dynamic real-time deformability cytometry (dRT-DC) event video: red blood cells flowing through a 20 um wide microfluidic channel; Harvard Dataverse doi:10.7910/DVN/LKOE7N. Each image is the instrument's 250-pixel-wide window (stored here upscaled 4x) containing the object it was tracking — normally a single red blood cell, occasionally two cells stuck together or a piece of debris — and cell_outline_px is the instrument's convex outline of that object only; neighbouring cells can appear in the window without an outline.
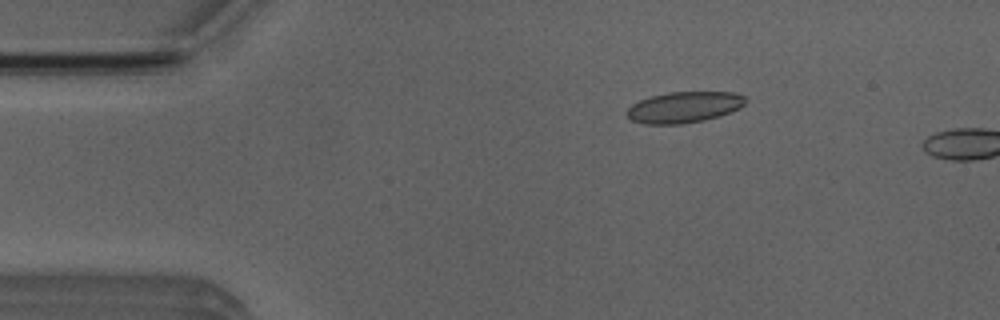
{"species": "Egyptian fruit bat (a non-hibernating species)", "species_latin": "Rousettus aegyptiacus", "temperature_condition": "room temperature", "stored_images_in_passage": 4, "camera_frame_rate_fps": 3000, "um_per_image_px": 0.085, "animal": {"sex": "male"}, "frame": {"image": 1, "passage_image": 3, "time_ms": 2.333, "image_size_px": [1000, 320], "cell_outline_px": [[748, 100], [740, 108], [720, 116], [704, 120], [680, 124], [644, 124], [632, 120], [628, 116], [628, 108], [632, 104], [640, 100], [652, 96], [668, 92], [732, 92], [744, 96]], "centroid_in_image_um": [58.17, 9.11], "position_along_channel_um": 26.8, "area_um2": 21.39}}